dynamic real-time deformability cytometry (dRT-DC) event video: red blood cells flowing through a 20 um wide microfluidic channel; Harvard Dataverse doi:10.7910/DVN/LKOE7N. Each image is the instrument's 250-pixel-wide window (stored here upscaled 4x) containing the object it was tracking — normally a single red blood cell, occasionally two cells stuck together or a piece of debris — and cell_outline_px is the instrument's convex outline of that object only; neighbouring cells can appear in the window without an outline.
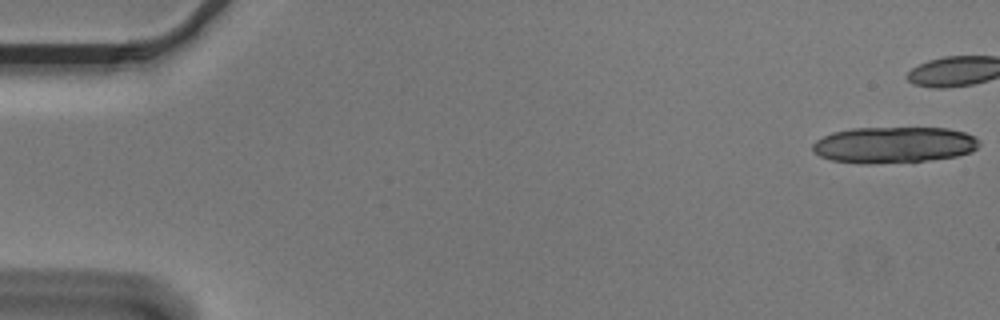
{"species": "Egyptian fruit bat (a non-hibernating species)", "species_latin": "Rousettus aegyptiacus", "temperature_condition": "cold", "stored_images_in_passage": 18, "camera_frame_rate_fps": 3000, "um_per_image_px": 0.085, "animal": {"sex": "male"}, "frame": {"image": 1, "passage_image": 1, "time_ms": 0.0, "image_size_px": [1000, 320], "cell_outline_px": [[980, 144], [972, 152], [956, 156], [928, 160], [868, 164], [860, 164], [832, 160], [820, 156], [812, 152], [812, 144], [816, 140], [832, 132], [852, 128], [948, 128], [964, 132], [980, 140]], "centroid_in_image_um": [75.96, 12.31], "position_along_channel_um": 9.0, "area_um2": 35.26}}